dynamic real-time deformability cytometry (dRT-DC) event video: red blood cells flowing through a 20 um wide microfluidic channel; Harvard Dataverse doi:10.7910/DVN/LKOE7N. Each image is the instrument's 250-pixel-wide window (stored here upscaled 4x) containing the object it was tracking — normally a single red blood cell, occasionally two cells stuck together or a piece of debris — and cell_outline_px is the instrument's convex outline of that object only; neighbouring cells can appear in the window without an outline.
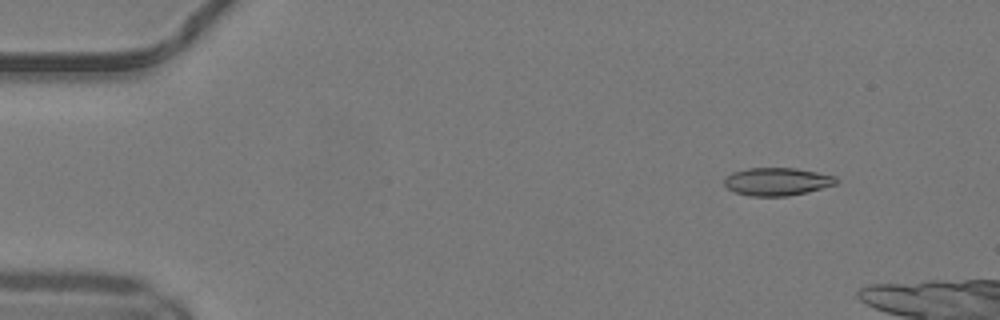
{"species": "common noctule bat (a hibernating species)", "species_latin": "Nyctalus noctula", "temperature_condition": "warm", "stored_images_in_passage": 17, "camera_frame_rate_fps": 3000, "um_per_image_px": 0.085, "animal": {"sex": "male", "body_mass_g": 19.2, "forearm_length_mm": 51.8}, "frame": {"image": 1, "passage_image": 6, "time_ms": 1.667, "image_size_px": [1000, 320], "cell_outline_px": [[840, 180], [836, 184], [808, 192], [788, 196], [752, 196], [736, 192], [728, 188], [724, 184], [724, 180], [732, 172], [748, 168], [796, 168], [836, 176]], "centroid_in_image_um": [66.09, 15.43], "position_along_channel_um": 18.9, "area_um2": 18.15}}